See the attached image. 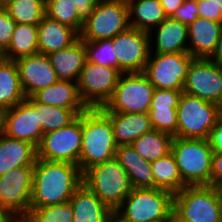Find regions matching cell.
I'll return each instance as SVG.
<instances>
[{
  "label": "cell",
  "mask_w": 222,
  "mask_h": 222,
  "mask_svg": "<svg viewBox=\"0 0 222 222\" xmlns=\"http://www.w3.org/2000/svg\"><path fill=\"white\" fill-rule=\"evenodd\" d=\"M83 184V173L76 164L36 159L33 169L29 208L69 202Z\"/></svg>",
  "instance_id": "obj_1"
},
{
  "label": "cell",
  "mask_w": 222,
  "mask_h": 222,
  "mask_svg": "<svg viewBox=\"0 0 222 222\" xmlns=\"http://www.w3.org/2000/svg\"><path fill=\"white\" fill-rule=\"evenodd\" d=\"M117 147L110 118L100 108H88L83 112L81 172L115 158Z\"/></svg>",
  "instance_id": "obj_2"
},
{
  "label": "cell",
  "mask_w": 222,
  "mask_h": 222,
  "mask_svg": "<svg viewBox=\"0 0 222 222\" xmlns=\"http://www.w3.org/2000/svg\"><path fill=\"white\" fill-rule=\"evenodd\" d=\"M174 194L159 188H133L114 213L124 222H173Z\"/></svg>",
  "instance_id": "obj_3"
},
{
  "label": "cell",
  "mask_w": 222,
  "mask_h": 222,
  "mask_svg": "<svg viewBox=\"0 0 222 222\" xmlns=\"http://www.w3.org/2000/svg\"><path fill=\"white\" fill-rule=\"evenodd\" d=\"M222 188L185 186L174 194L173 222H221Z\"/></svg>",
  "instance_id": "obj_4"
},
{
  "label": "cell",
  "mask_w": 222,
  "mask_h": 222,
  "mask_svg": "<svg viewBox=\"0 0 222 222\" xmlns=\"http://www.w3.org/2000/svg\"><path fill=\"white\" fill-rule=\"evenodd\" d=\"M171 153L186 186H210L213 150L208 139L174 137Z\"/></svg>",
  "instance_id": "obj_5"
},
{
  "label": "cell",
  "mask_w": 222,
  "mask_h": 222,
  "mask_svg": "<svg viewBox=\"0 0 222 222\" xmlns=\"http://www.w3.org/2000/svg\"><path fill=\"white\" fill-rule=\"evenodd\" d=\"M83 184L113 211L133 189L128 173L115 158L87 169L83 173Z\"/></svg>",
  "instance_id": "obj_6"
},
{
  "label": "cell",
  "mask_w": 222,
  "mask_h": 222,
  "mask_svg": "<svg viewBox=\"0 0 222 222\" xmlns=\"http://www.w3.org/2000/svg\"><path fill=\"white\" fill-rule=\"evenodd\" d=\"M177 110V137L209 139L210 132L222 115V107L182 92Z\"/></svg>",
  "instance_id": "obj_7"
},
{
  "label": "cell",
  "mask_w": 222,
  "mask_h": 222,
  "mask_svg": "<svg viewBox=\"0 0 222 222\" xmlns=\"http://www.w3.org/2000/svg\"><path fill=\"white\" fill-rule=\"evenodd\" d=\"M154 90L143 72L121 73L113 95L100 109L103 112L149 113Z\"/></svg>",
  "instance_id": "obj_8"
},
{
  "label": "cell",
  "mask_w": 222,
  "mask_h": 222,
  "mask_svg": "<svg viewBox=\"0 0 222 222\" xmlns=\"http://www.w3.org/2000/svg\"><path fill=\"white\" fill-rule=\"evenodd\" d=\"M129 25L126 0H100L84 21L79 37L84 42L112 39Z\"/></svg>",
  "instance_id": "obj_9"
},
{
  "label": "cell",
  "mask_w": 222,
  "mask_h": 222,
  "mask_svg": "<svg viewBox=\"0 0 222 222\" xmlns=\"http://www.w3.org/2000/svg\"><path fill=\"white\" fill-rule=\"evenodd\" d=\"M82 148V113L69 125L43 134L37 158L79 166Z\"/></svg>",
  "instance_id": "obj_10"
},
{
  "label": "cell",
  "mask_w": 222,
  "mask_h": 222,
  "mask_svg": "<svg viewBox=\"0 0 222 222\" xmlns=\"http://www.w3.org/2000/svg\"><path fill=\"white\" fill-rule=\"evenodd\" d=\"M193 60L189 53H150L143 73L155 89L183 91Z\"/></svg>",
  "instance_id": "obj_11"
},
{
  "label": "cell",
  "mask_w": 222,
  "mask_h": 222,
  "mask_svg": "<svg viewBox=\"0 0 222 222\" xmlns=\"http://www.w3.org/2000/svg\"><path fill=\"white\" fill-rule=\"evenodd\" d=\"M121 73L112 67L85 62L77 81L81 100L88 108H100L113 95Z\"/></svg>",
  "instance_id": "obj_12"
},
{
  "label": "cell",
  "mask_w": 222,
  "mask_h": 222,
  "mask_svg": "<svg viewBox=\"0 0 222 222\" xmlns=\"http://www.w3.org/2000/svg\"><path fill=\"white\" fill-rule=\"evenodd\" d=\"M120 73L143 72L150 55L149 33L128 27L112 39Z\"/></svg>",
  "instance_id": "obj_13"
},
{
  "label": "cell",
  "mask_w": 222,
  "mask_h": 222,
  "mask_svg": "<svg viewBox=\"0 0 222 222\" xmlns=\"http://www.w3.org/2000/svg\"><path fill=\"white\" fill-rule=\"evenodd\" d=\"M183 92L222 107V78L218 64L209 58H194Z\"/></svg>",
  "instance_id": "obj_14"
},
{
  "label": "cell",
  "mask_w": 222,
  "mask_h": 222,
  "mask_svg": "<svg viewBox=\"0 0 222 222\" xmlns=\"http://www.w3.org/2000/svg\"><path fill=\"white\" fill-rule=\"evenodd\" d=\"M34 166L12 169L0 175V206L15 216H28Z\"/></svg>",
  "instance_id": "obj_15"
},
{
  "label": "cell",
  "mask_w": 222,
  "mask_h": 222,
  "mask_svg": "<svg viewBox=\"0 0 222 222\" xmlns=\"http://www.w3.org/2000/svg\"><path fill=\"white\" fill-rule=\"evenodd\" d=\"M5 135L33 144L38 148L43 132L38 122V103L27 97L13 108L5 110Z\"/></svg>",
  "instance_id": "obj_16"
},
{
  "label": "cell",
  "mask_w": 222,
  "mask_h": 222,
  "mask_svg": "<svg viewBox=\"0 0 222 222\" xmlns=\"http://www.w3.org/2000/svg\"><path fill=\"white\" fill-rule=\"evenodd\" d=\"M20 83L26 97L47 88L59 79L48 55L36 53L17 59Z\"/></svg>",
  "instance_id": "obj_17"
},
{
  "label": "cell",
  "mask_w": 222,
  "mask_h": 222,
  "mask_svg": "<svg viewBox=\"0 0 222 222\" xmlns=\"http://www.w3.org/2000/svg\"><path fill=\"white\" fill-rule=\"evenodd\" d=\"M149 38L150 53H188L187 25L171 17L153 28L149 32Z\"/></svg>",
  "instance_id": "obj_18"
},
{
  "label": "cell",
  "mask_w": 222,
  "mask_h": 222,
  "mask_svg": "<svg viewBox=\"0 0 222 222\" xmlns=\"http://www.w3.org/2000/svg\"><path fill=\"white\" fill-rule=\"evenodd\" d=\"M187 29L188 53L194 58H209L216 48L222 23L198 17Z\"/></svg>",
  "instance_id": "obj_19"
},
{
  "label": "cell",
  "mask_w": 222,
  "mask_h": 222,
  "mask_svg": "<svg viewBox=\"0 0 222 222\" xmlns=\"http://www.w3.org/2000/svg\"><path fill=\"white\" fill-rule=\"evenodd\" d=\"M69 202L73 208V222H109L114 214L85 184L74 192Z\"/></svg>",
  "instance_id": "obj_20"
},
{
  "label": "cell",
  "mask_w": 222,
  "mask_h": 222,
  "mask_svg": "<svg viewBox=\"0 0 222 222\" xmlns=\"http://www.w3.org/2000/svg\"><path fill=\"white\" fill-rule=\"evenodd\" d=\"M104 113L112 122L117 146L130 145L142 134L153 129L149 113Z\"/></svg>",
  "instance_id": "obj_21"
},
{
  "label": "cell",
  "mask_w": 222,
  "mask_h": 222,
  "mask_svg": "<svg viewBox=\"0 0 222 222\" xmlns=\"http://www.w3.org/2000/svg\"><path fill=\"white\" fill-rule=\"evenodd\" d=\"M78 38L73 28L44 16L38 24V53L49 55L66 49Z\"/></svg>",
  "instance_id": "obj_22"
},
{
  "label": "cell",
  "mask_w": 222,
  "mask_h": 222,
  "mask_svg": "<svg viewBox=\"0 0 222 222\" xmlns=\"http://www.w3.org/2000/svg\"><path fill=\"white\" fill-rule=\"evenodd\" d=\"M48 56L59 80L78 81L86 62L84 41L80 37L66 49Z\"/></svg>",
  "instance_id": "obj_23"
},
{
  "label": "cell",
  "mask_w": 222,
  "mask_h": 222,
  "mask_svg": "<svg viewBox=\"0 0 222 222\" xmlns=\"http://www.w3.org/2000/svg\"><path fill=\"white\" fill-rule=\"evenodd\" d=\"M31 98L41 104L64 109H88L79 95L77 82L58 80L47 88L35 92Z\"/></svg>",
  "instance_id": "obj_24"
},
{
  "label": "cell",
  "mask_w": 222,
  "mask_h": 222,
  "mask_svg": "<svg viewBox=\"0 0 222 222\" xmlns=\"http://www.w3.org/2000/svg\"><path fill=\"white\" fill-rule=\"evenodd\" d=\"M37 159V148L26 141L4 135L0 139V175L12 169L34 166Z\"/></svg>",
  "instance_id": "obj_25"
},
{
  "label": "cell",
  "mask_w": 222,
  "mask_h": 222,
  "mask_svg": "<svg viewBox=\"0 0 222 222\" xmlns=\"http://www.w3.org/2000/svg\"><path fill=\"white\" fill-rule=\"evenodd\" d=\"M115 159L128 173L133 188H154L151 163L142 158L131 145H119Z\"/></svg>",
  "instance_id": "obj_26"
},
{
  "label": "cell",
  "mask_w": 222,
  "mask_h": 222,
  "mask_svg": "<svg viewBox=\"0 0 222 222\" xmlns=\"http://www.w3.org/2000/svg\"><path fill=\"white\" fill-rule=\"evenodd\" d=\"M126 1L128 4L130 27L149 33L167 18L160 0Z\"/></svg>",
  "instance_id": "obj_27"
},
{
  "label": "cell",
  "mask_w": 222,
  "mask_h": 222,
  "mask_svg": "<svg viewBox=\"0 0 222 222\" xmlns=\"http://www.w3.org/2000/svg\"><path fill=\"white\" fill-rule=\"evenodd\" d=\"M26 98L16 62L3 58L0 62V108H13Z\"/></svg>",
  "instance_id": "obj_28"
},
{
  "label": "cell",
  "mask_w": 222,
  "mask_h": 222,
  "mask_svg": "<svg viewBox=\"0 0 222 222\" xmlns=\"http://www.w3.org/2000/svg\"><path fill=\"white\" fill-rule=\"evenodd\" d=\"M38 53V25L16 24L11 41L3 51V57L16 61Z\"/></svg>",
  "instance_id": "obj_29"
},
{
  "label": "cell",
  "mask_w": 222,
  "mask_h": 222,
  "mask_svg": "<svg viewBox=\"0 0 222 222\" xmlns=\"http://www.w3.org/2000/svg\"><path fill=\"white\" fill-rule=\"evenodd\" d=\"M173 136L152 129L142 134L130 145L146 161L152 163L171 152Z\"/></svg>",
  "instance_id": "obj_30"
},
{
  "label": "cell",
  "mask_w": 222,
  "mask_h": 222,
  "mask_svg": "<svg viewBox=\"0 0 222 222\" xmlns=\"http://www.w3.org/2000/svg\"><path fill=\"white\" fill-rule=\"evenodd\" d=\"M151 167L154 176V188L164 189L175 194L186 186L171 152L152 162Z\"/></svg>",
  "instance_id": "obj_31"
},
{
  "label": "cell",
  "mask_w": 222,
  "mask_h": 222,
  "mask_svg": "<svg viewBox=\"0 0 222 222\" xmlns=\"http://www.w3.org/2000/svg\"><path fill=\"white\" fill-rule=\"evenodd\" d=\"M3 8L17 24L38 25L45 16V0H7Z\"/></svg>",
  "instance_id": "obj_32"
},
{
  "label": "cell",
  "mask_w": 222,
  "mask_h": 222,
  "mask_svg": "<svg viewBox=\"0 0 222 222\" xmlns=\"http://www.w3.org/2000/svg\"><path fill=\"white\" fill-rule=\"evenodd\" d=\"M87 109H64L38 103V122L43 134L69 125Z\"/></svg>",
  "instance_id": "obj_33"
},
{
  "label": "cell",
  "mask_w": 222,
  "mask_h": 222,
  "mask_svg": "<svg viewBox=\"0 0 222 222\" xmlns=\"http://www.w3.org/2000/svg\"><path fill=\"white\" fill-rule=\"evenodd\" d=\"M45 16L73 28L80 34L84 22L70 0H45Z\"/></svg>",
  "instance_id": "obj_34"
},
{
  "label": "cell",
  "mask_w": 222,
  "mask_h": 222,
  "mask_svg": "<svg viewBox=\"0 0 222 222\" xmlns=\"http://www.w3.org/2000/svg\"><path fill=\"white\" fill-rule=\"evenodd\" d=\"M86 61L118 70V59L111 39L84 42Z\"/></svg>",
  "instance_id": "obj_35"
},
{
  "label": "cell",
  "mask_w": 222,
  "mask_h": 222,
  "mask_svg": "<svg viewBox=\"0 0 222 222\" xmlns=\"http://www.w3.org/2000/svg\"><path fill=\"white\" fill-rule=\"evenodd\" d=\"M29 222H73V208L70 202L41 208H29Z\"/></svg>",
  "instance_id": "obj_36"
},
{
  "label": "cell",
  "mask_w": 222,
  "mask_h": 222,
  "mask_svg": "<svg viewBox=\"0 0 222 222\" xmlns=\"http://www.w3.org/2000/svg\"><path fill=\"white\" fill-rule=\"evenodd\" d=\"M152 128L177 137V110H149Z\"/></svg>",
  "instance_id": "obj_37"
},
{
  "label": "cell",
  "mask_w": 222,
  "mask_h": 222,
  "mask_svg": "<svg viewBox=\"0 0 222 222\" xmlns=\"http://www.w3.org/2000/svg\"><path fill=\"white\" fill-rule=\"evenodd\" d=\"M183 91L155 89L149 110H176Z\"/></svg>",
  "instance_id": "obj_38"
},
{
  "label": "cell",
  "mask_w": 222,
  "mask_h": 222,
  "mask_svg": "<svg viewBox=\"0 0 222 222\" xmlns=\"http://www.w3.org/2000/svg\"><path fill=\"white\" fill-rule=\"evenodd\" d=\"M199 17L222 23V0H196Z\"/></svg>",
  "instance_id": "obj_39"
},
{
  "label": "cell",
  "mask_w": 222,
  "mask_h": 222,
  "mask_svg": "<svg viewBox=\"0 0 222 222\" xmlns=\"http://www.w3.org/2000/svg\"><path fill=\"white\" fill-rule=\"evenodd\" d=\"M16 24L8 12L2 7L0 9V50L2 52L8 47Z\"/></svg>",
  "instance_id": "obj_40"
},
{
  "label": "cell",
  "mask_w": 222,
  "mask_h": 222,
  "mask_svg": "<svg viewBox=\"0 0 222 222\" xmlns=\"http://www.w3.org/2000/svg\"><path fill=\"white\" fill-rule=\"evenodd\" d=\"M198 17L196 0H184L183 4L171 16L174 20H178L187 26L193 23Z\"/></svg>",
  "instance_id": "obj_41"
},
{
  "label": "cell",
  "mask_w": 222,
  "mask_h": 222,
  "mask_svg": "<svg viewBox=\"0 0 222 222\" xmlns=\"http://www.w3.org/2000/svg\"><path fill=\"white\" fill-rule=\"evenodd\" d=\"M210 186L222 188V153L213 152Z\"/></svg>",
  "instance_id": "obj_42"
},
{
  "label": "cell",
  "mask_w": 222,
  "mask_h": 222,
  "mask_svg": "<svg viewBox=\"0 0 222 222\" xmlns=\"http://www.w3.org/2000/svg\"><path fill=\"white\" fill-rule=\"evenodd\" d=\"M208 140L213 152L222 153V115L211 130Z\"/></svg>",
  "instance_id": "obj_43"
},
{
  "label": "cell",
  "mask_w": 222,
  "mask_h": 222,
  "mask_svg": "<svg viewBox=\"0 0 222 222\" xmlns=\"http://www.w3.org/2000/svg\"><path fill=\"white\" fill-rule=\"evenodd\" d=\"M76 7L80 19L84 22L100 0H70Z\"/></svg>",
  "instance_id": "obj_44"
},
{
  "label": "cell",
  "mask_w": 222,
  "mask_h": 222,
  "mask_svg": "<svg viewBox=\"0 0 222 222\" xmlns=\"http://www.w3.org/2000/svg\"><path fill=\"white\" fill-rule=\"evenodd\" d=\"M183 2L184 0H160V4L167 17H171Z\"/></svg>",
  "instance_id": "obj_45"
},
{
  "label": "cell",
  "mask_w": 222,
  "mask_h": 222,
  "mask_svg": "<svg viewBox=\"0 0 222 222\" xmlns=\"http://www.w3.org/2000/svg\"><path fill=\"white\" fill-rule=\"evenodd\" d=\"M209 59L217 64L222 62V30L216 44V48Z\"/></svg>",
  "instance_id": "obj_46"
},
{
  "label": "cell",
  "mask_w": 222,
  "mask_h": 222,
  "mask_svg": "<svg viewBox=\"0 0 222 222\" xmlns=\"http://www.w3.org/2000/svg\"><path fill=\"white\" fill-rule=\"evenodd\" d=\"M15 215L7 208L0 206V222H10Z\"/></svg>",
  "instance_id": "obj_47"
},
{
  "label": "cell",
  "mask_w": 222,
  "mask_h": 222,
  "mask_svg": "<svg viewBox=\"0 0 222 222\" xmlns=\"http://www.w3.org/2000/svg\"><path fill=\"white\" fill-rule=\"evenodd\" d=\"M5 109L0 108V139L5 135Z\"/></svg>",
  "instance_id": "obj_48"
},
{
  "label": "cell",
  "mask_w": 222,
  "mask_h": 222,
  "mask_svg": "<svg viewBox=\"0 0 222 222\" xmlns=\"http://www.w3.org/2000/svg\"><path fill=\"white\" fill-rule=\"evenodd\" d=\"M10 222H29L27 216H15Z\"/></svg>",
  "instance_id": "obj_49"
},
{
  "label": "cell",
  "mask_w": 222,
  "mask_h": 222,
  "mask_svg": "<svg viewBox=\"0 0 222 222\" xmlns=\"http://www.w3.org/2000/svg\"><path fill=\"white\" fill-rule=\"evenodd\" d=\"M109 222H124L121 218H119L115 213L110 217Z\"/></svg>",
  "instance_id": "obj_50"
},
{
  "label": "cell",
  "mask_w": 222,
  "mask_h": 222,
  "mask_svg": "<svg viewBox=\"0 0 222 222\" xmlns=\"http://www.w3.org/2000/svg\"><path fill=\"white\" fill-rule=\"evenodd\" d=\"M218 66H219V70L221 72V78H222V62L221 63H218Z\"/></svg>",
  "instance_id": "obj_51"
},
{
  "label": "cell",
  "mask_w": 222,
  "mask_h": 222,
  "mask_svg": "<svg viewBox=\"0 0 222 222\" xmlns=\"http://www.w3.org/2000/svg\"><path fill=\"white\" fill-rule=\"evenodd\" d=\"M3 58H4L3 54H0V62L2 61Z\"/></svg>",
  "instance_id": "obj_52"
},
{
  "label": "cell",
  "mask_w": 222,
  "mask_h": 222,
  "mask_svg": "<svg viewBox=\"0 0 222 222\" xmlns=\"http://www.w3.org/2000/svg\"><path fill=\"white\" fill-rule=\"evenodd\" d=\"M3 7V3L0 1V9Z\"/></svg>",
  "instance_id": "obj_53"
},
{
  "label": "cell",
  "mask_w": 222,
  "mask_h": 222,
  "mask_svg": "<svg viewBox=\"0 0 222 222\" xmlns=\"http://www.w3.org/2000/svg\"><path fill=\"white\" fill-rule=\"evenodd\" d=\"M3 4L7 1V0H0Z\"/></svg>",
  "instance_id": "obj_54"
}]
</instances>
